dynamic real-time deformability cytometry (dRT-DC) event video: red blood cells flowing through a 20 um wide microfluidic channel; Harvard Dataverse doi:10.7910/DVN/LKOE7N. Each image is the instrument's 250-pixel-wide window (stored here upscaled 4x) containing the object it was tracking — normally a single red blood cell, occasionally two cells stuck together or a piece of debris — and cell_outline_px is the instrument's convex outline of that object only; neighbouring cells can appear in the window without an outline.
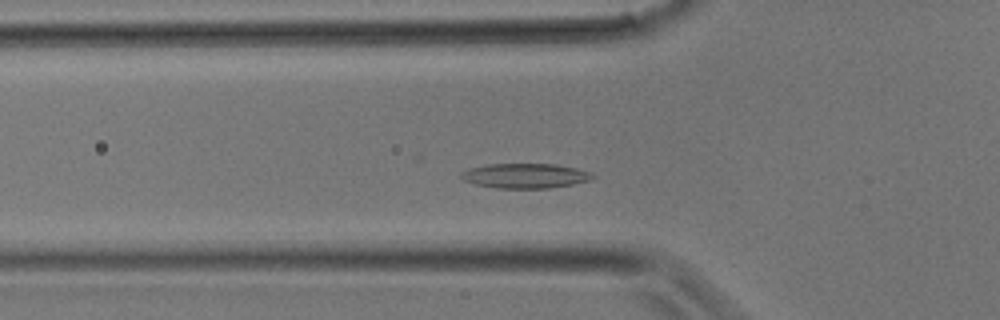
{"species": "common noctule bat (a hibernating species)", "species_latin": "Nyctalus noctula", "temperature_condition": "room temperature", "stored_images_in_passage": 30, "camera_frame_rate_fps": 3000, "um_per_image_px": 0.085, "animal": {"sex": "male", "body_mass_g": 17.9}, "frame": {"image": 1, "passage_image": 7, "time_ms": 2.0, "image_size_px": [1000, 320], "cell_outline_px": [[596, 176], [592, 180], [576, 184], [548, 188], [500, 188], [476, 184], [464, 180], [460, 176], [460, 172], [468, 168], [488, 164], [556, 164], [576, 168], [592, 172]], "centroid_in_image_um": [44.69, 14.94], "position_along_channel_um": 81.1, "area_um2": 19.13}}
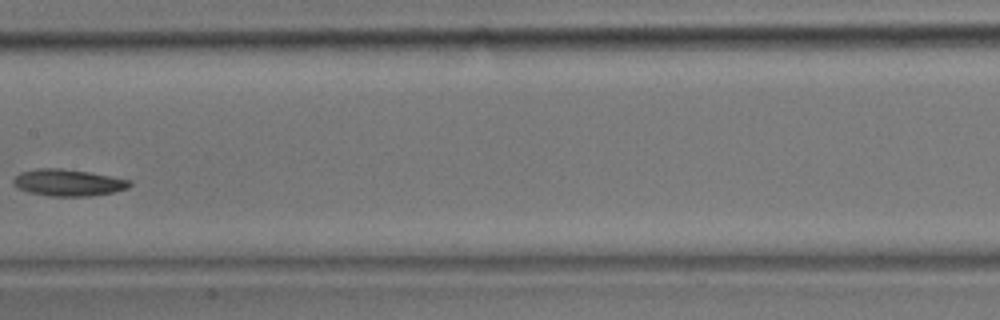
{"frame": {"image": 2, "passage_image": 13, "time_ms": 4.0, "image_size_px": [1000, 320], "cell_outline_px": [[132, 184], [128, 188], [112, 192], [92, 196], [48, 196], [28, 192], [16, 188], [12, 184], [12, 180], [20, 172], [40, 168], [60, 168], [88, 172], [132, 180]], "centroid_in_image_um": [5.77, 15.53], "position_along_channel_um": 201.6, "area_um2": 18.21}}
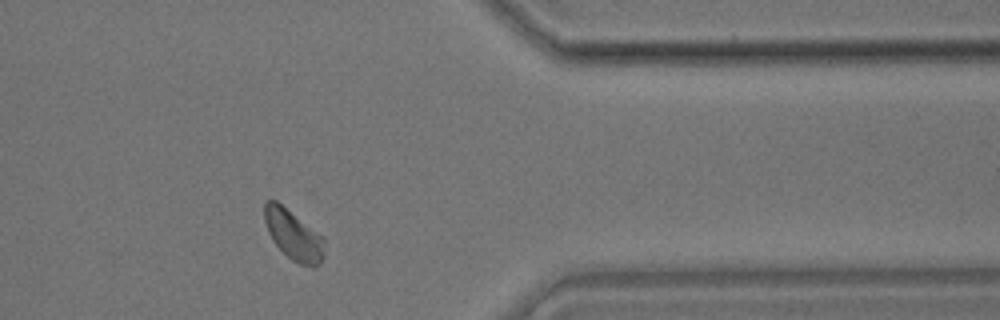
{"frame": {"image": 3, "passage_image": 23, "time_ms": 7.333, "image_size_px": [1000, 320], "cell_outline_px": [[324, 256], [320, 264], [316, 268], [312, 268], [300, 264], [292, 260], [272, 240], [268, 232], [264, 220], [264, 200], [276, 200], [320, 236], [324, 240]], "centroid_in_image_um": [24.92, 20.0], "position_along_channel_um": 386.5, "area_um2": 17.11}}